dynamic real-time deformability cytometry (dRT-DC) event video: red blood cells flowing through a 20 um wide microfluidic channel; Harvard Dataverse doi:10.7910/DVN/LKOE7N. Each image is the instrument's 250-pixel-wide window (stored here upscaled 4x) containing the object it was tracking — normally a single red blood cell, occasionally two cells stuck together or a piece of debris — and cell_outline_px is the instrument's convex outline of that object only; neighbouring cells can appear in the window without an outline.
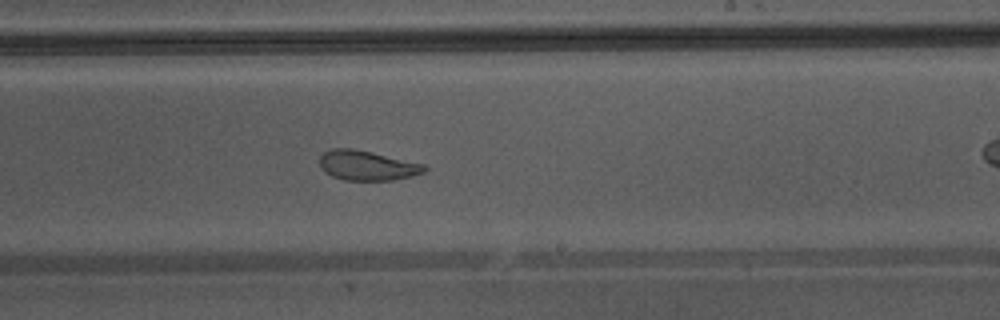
{"species": "Egyptian fruit bat (a non-hibernating species)", "species_latin": "Rousettus aegyptiacus", "temperature_condition": "warm", "stored_images_in_passage": 35, "camera_frame_rate_fps": 3000, "um_per_image_px": 0.085, "animal": {"sex": "male"}, "frame": {"image": 1, "passage_image": 16, "time_ms": 5.0, "image_size_px": [1000, 320], "cell_outline_px": [[428, 168], [424, 172], [412, 176], [392, 180], [344, 180], [332, 176], [324, 172], [320, 168], [320, 156], [324, 152], [332, 148], [352, 148], [372, 152], [424, 164]], "centroid_in_image_um": [31.19, 14.06], "position_along_channel_um": 257.8, "area_um2": 18.21}, "authors_computed_cell_mechanics": {"area_um2": 20.4034, "velocity_mm_per_s": 4.3392, "shape_relaxation_time_tau1_ms": null, "shape_relaxation_time_tau2_ms": 1.6411, "deformation_change_tau1": null, "deformation_change_tau2": 0.0879}}